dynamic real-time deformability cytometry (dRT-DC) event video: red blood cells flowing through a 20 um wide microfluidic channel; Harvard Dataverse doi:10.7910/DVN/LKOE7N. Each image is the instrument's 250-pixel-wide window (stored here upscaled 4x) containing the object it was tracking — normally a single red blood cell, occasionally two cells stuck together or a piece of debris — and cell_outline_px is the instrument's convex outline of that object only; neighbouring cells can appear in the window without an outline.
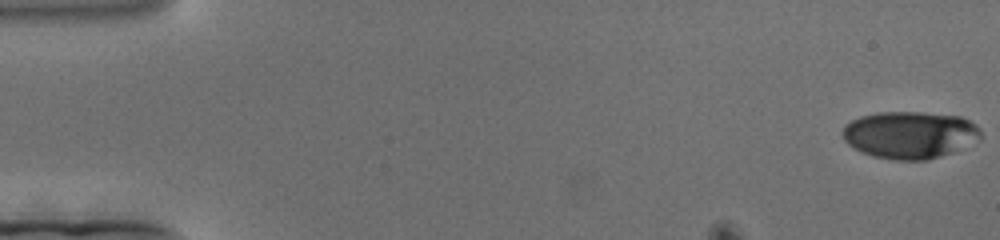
{"species": "human", "species_latin": "Homo sapiens", "temperature_condition": "cold", "stored_images_in_passage": 131, "camera_frame_rate_fps": 3000, "um_per_image_px": 0.085, "donor": {"sex": "female"}, "frame": {"image": 1, "passage_image": 1, "time_ms": 0.0, "image_size_px": [1000, 240], "cell_outline_px": [[980, 140], [952, 152], [928, 160], [892, 160], [872, 156], [860, 152], [848, 144], [844, 140], [840, 132], [844, 124], [860, 116], [880, 112], [924, 112], [960, 116], [976, 124], [980, 128]], "centroid_in_image_um": [77.31, 11.46], "position_along_channel_um": 7.7, "area_um2": 38.44}}